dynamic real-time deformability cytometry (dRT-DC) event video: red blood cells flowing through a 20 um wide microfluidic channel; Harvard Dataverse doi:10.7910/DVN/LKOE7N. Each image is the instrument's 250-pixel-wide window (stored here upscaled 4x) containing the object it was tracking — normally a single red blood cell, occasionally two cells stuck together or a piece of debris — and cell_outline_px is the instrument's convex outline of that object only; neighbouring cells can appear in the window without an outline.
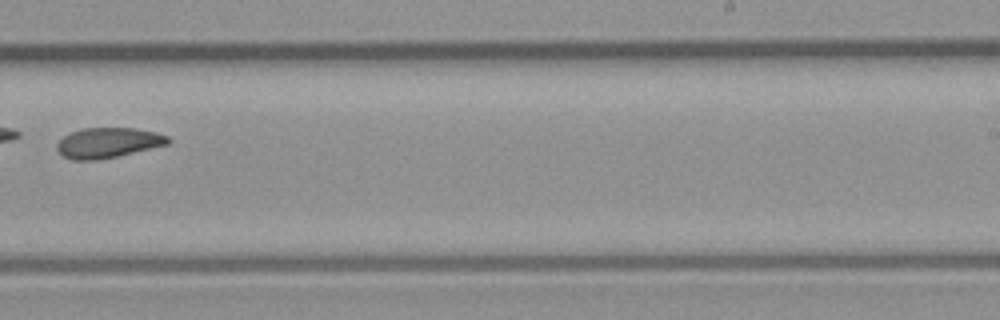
{"species": "common noctule bat (a hibernating species)", "species_latin": "Nyctalus noctula", "temperature_condition": "room temperature", "stored_images_in_passage": 27, "camera_frame_rate_fps": 3000, "um_per_image_px": 0.085, "animal": {"sex": "male", "body_mass_g": 23.1, "forearm_length_mm": 52.7}, "frame": {"image": 1, "passage_image": 16, "time_ms": 5.0, "image_size_px": [1000, 320], "cell_outline_px": [[172, 140], [168, 144], [100, 160], [72, 160], [64, 156], [56, 148], [56, 144], [64, 136], [72, 132], [84, 128], [132, 128], [156, 132], [168, 136]], "centroid_in_image_um": [9.19, 12.14], "position_along_channel_um": 279.8, "area_um2": 19.42}}